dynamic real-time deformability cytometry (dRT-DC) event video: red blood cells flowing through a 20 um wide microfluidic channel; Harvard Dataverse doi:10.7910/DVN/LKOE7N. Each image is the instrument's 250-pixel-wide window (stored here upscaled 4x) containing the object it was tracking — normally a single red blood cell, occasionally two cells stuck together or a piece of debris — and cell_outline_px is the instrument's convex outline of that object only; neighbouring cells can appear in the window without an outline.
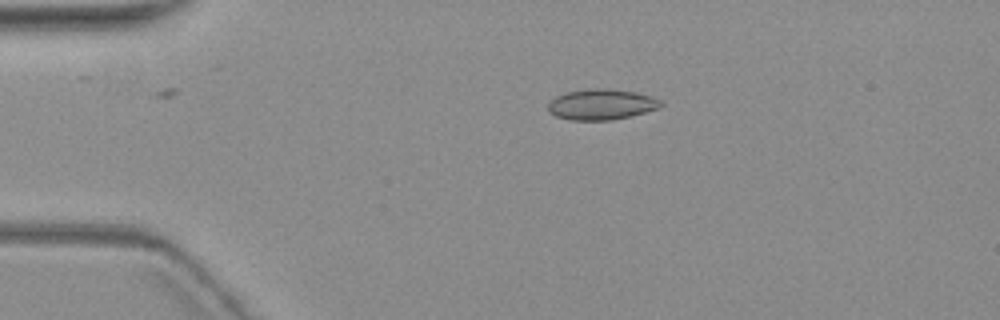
{"species": "common noctule bat (a hibernating species)", "species_latin": "Nyctalus noctula", "temperature_condition": "warm", "stored_images_in_passage": 3, "camera_frame_rate_fps": 3000, "um_per_image_px": 0.085, "animal": {"sex": "female", "body_mass_g": 19.3, "forearm_length_mm": 54.1}, "frame": {"image": 1, "passage_image": 2, "time_ms": 1.333, "image_size_px": [1000, 320], "cell_outline_px": [[664, 104], [660, 108], [612, 120], [572, 120], [556, 116], [548, 112], [548, 104], [556, 96], [568, 92], [592, 88], [604, 88], [636, 92], [652, 96], [660, 100]], "centroid_in_image_um": [51.13, 8.87], "position_along_channel_um": 33.9, "area_um2": 20.06}}